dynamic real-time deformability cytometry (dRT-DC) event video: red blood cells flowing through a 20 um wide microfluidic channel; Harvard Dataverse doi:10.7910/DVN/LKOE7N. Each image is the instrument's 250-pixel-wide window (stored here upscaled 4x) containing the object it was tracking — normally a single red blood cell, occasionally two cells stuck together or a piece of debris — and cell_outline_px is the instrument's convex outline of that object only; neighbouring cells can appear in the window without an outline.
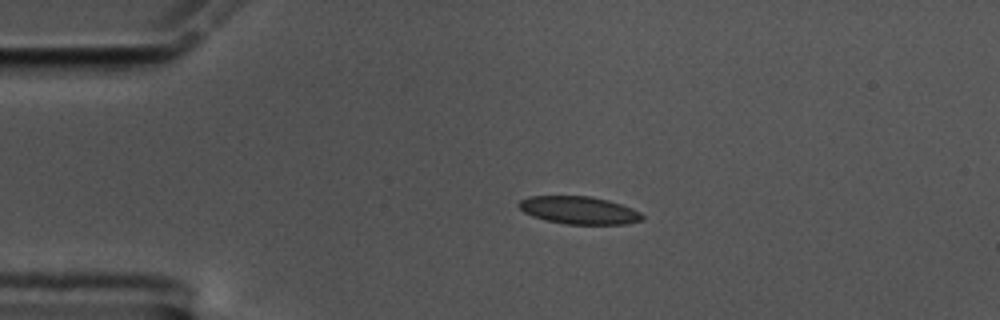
{"species": "common noctule bat (a hibernating species)", "species_latin": "Nyctalus noctula", "temperature_condition": "cold", "stored_images_in_passage": 46, "camera_frame_rate_fps": 3000, "um_per_image_px": 0.085, "animal": {"sex": "male", "body_mass_g": 17.5, "forearm_length_mm": 52.3}, "frame": {"image": 1, "passage_image": 1, "time_ms": 0.0, "image_size_px": [1000, 320], "cell_outline_px": [[644, 220], [624, 224], [564, 224], [532, 216], [524, 212], [516, 204], [520, 200], [528, 196], [592, 196], [608, 200], [632, 208], [640, 212], [644, 216]], "centroid_in_image_um": [49.22, 17.86], "position_along_channel_um": 35.8, "area_um2": 19.94}}
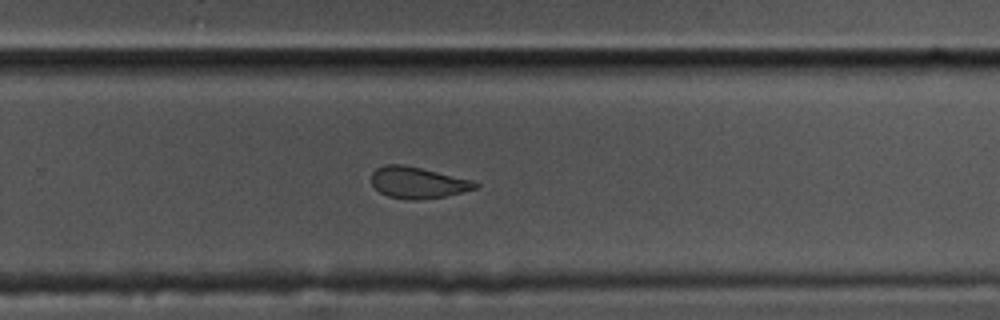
{"frame": {"image": 2, "passage_image": 26, "time_ms": 8.333, "image_size_px": [1000, 320], "cell_outline_px": [[480, 184], [476, 188], [444, 196], [416, 200], [408, 200], [388, 196], [380, 192], [372, 184], [372, 172], [376, 168], [384, 164], [404, 164], [472, 180]], "centroid_in_image_um": [35.47, 15.51], "position_along_channel_um": 294.3, "area_um2": 18.84}}
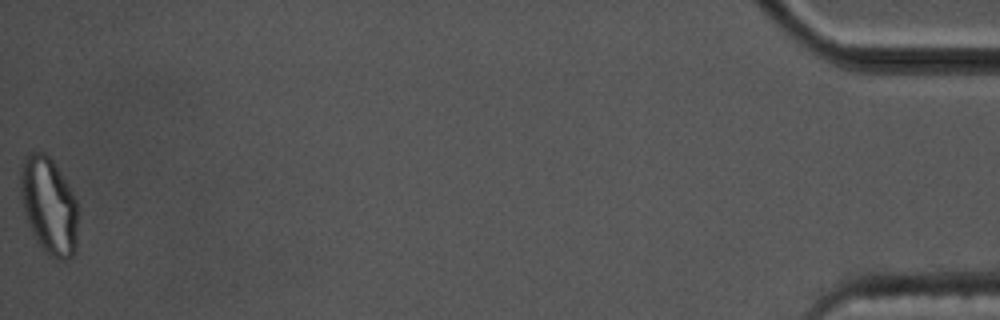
{"frame": {"image": 3, "passage_image": 46, "time_ms": 15.0, "image_size_px": [1000, 320], "cell_outline_px": [[76, 248], [72, 256], [68, 260], [60, 260], [44, 252], [32, 232], [28, 224], [24, 212], [20, 196], [20, 168], [24, 156], [32, 152], [44, 152], [52, 160], [60, 172], [72, 192], [76, 200]], "centroid_in_image_um": [4.12, 17.47], "position_along_channel_um": 431.1, "area_um2": 32.31}, "authors_computed_cell_mechanics": {"area_um2": 20.1433, "velocity_mm_per_s": 3.5247, "shape_relaxation_time_tau1_ms": null, "shape_relaxation_time_tau2_ms": 1.8424, "deformation_change_tau1": null, "deformation_change_tau2": 0.0754}}